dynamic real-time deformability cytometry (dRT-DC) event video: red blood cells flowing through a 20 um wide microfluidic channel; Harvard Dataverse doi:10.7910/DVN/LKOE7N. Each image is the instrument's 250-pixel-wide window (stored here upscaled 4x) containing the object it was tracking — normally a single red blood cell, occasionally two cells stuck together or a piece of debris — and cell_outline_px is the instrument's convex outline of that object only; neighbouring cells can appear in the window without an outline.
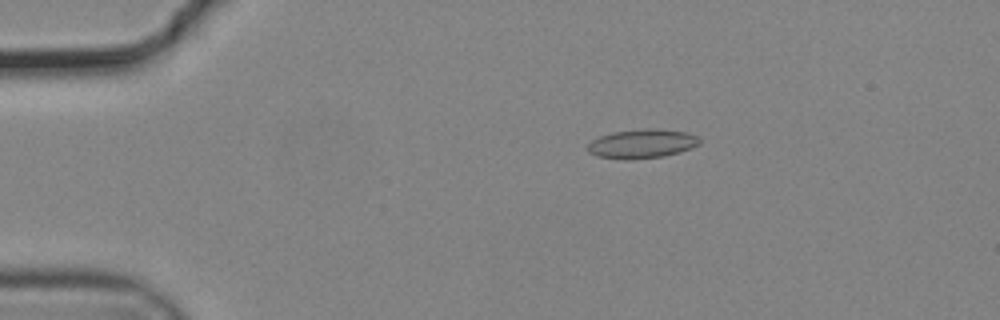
{"species": "common noctule bat (a hibernating species)", "species_latin": "Nyctalus noctula", "temperature_condition": "cold", "stored_images_in_passage": 47, "camera_frame_rate_fps": 3000, "um_per_image_px": 0.085, "animal": {"sex": "male", "body_mass_g": 19.2, "forearm_length_mm": 51.8}, "frame": {"image": 1, "passage_image": 2, "time_ms": 0.333, "image_size_px": [1000, 320], "cell_outline_px": [[700, 144], [680, 152], [660, 156], [628, 160], [624, 160], [596, 156], [588, 152], [588, 144], [592, 140], [600, 136], [612, 132], [648, 128], [656, 128], [688, 132], [696, 136], [700, 140]], "centroid_in_image_um": [54.55, 12.21], "position_along_channel_um": 30.4, "area_um2": 18.96}}
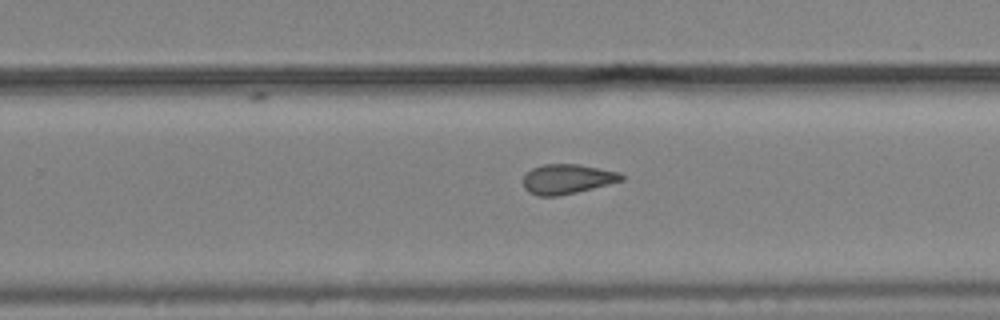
{"frame": {"image": 2, "passage_image": 27, "time_ms": 8.667, "image_size_px": [1000, 320], "cell_outline_px": [[624, 180], [576, 192], [556, 196], [540, 196], [528, 192], [524, 188], [524, 176], [532, 168], [544, 164], [580, 164], [620, 172], [624, 176]], "centroid_in_image_um": [48.22, 15.21], "position_along_channel_um": 281.6, "area_um2": 16.94}}
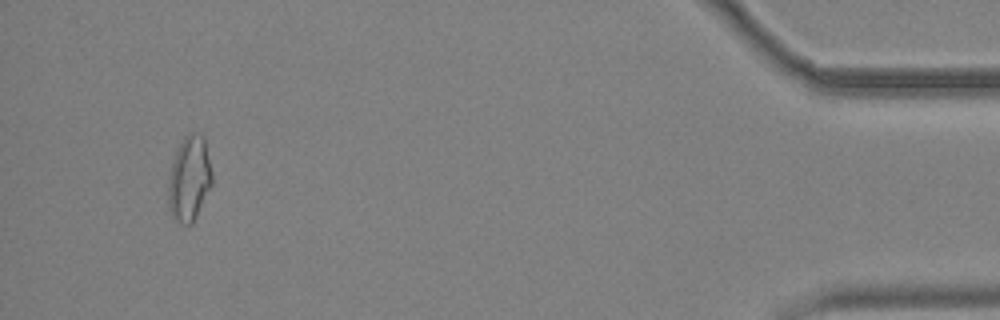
{"frame": {"image": 3, "passage_image": 44, "time_ms": 14.333, "image_size_px": [1000, 320], "cell_outline_px": [[212, 184], [192, 224], [180, 224], [172, 216], [168, 208], [168, 180], [176, 148], [184, 136], [192, 132], [200, 132], [204, 136], [212, 172]], "centroid_in_image_um": [16.08, 15.16], "position_along_channel_um": 419.1, "area_um2": 21.91}, "authors_computed_cell_mechanics": {"area_um2": 17.7446, "velocity_mm_per_s": 3.7136, "shape_relaxation_time_tau1_ms": null, "shape_relaxation_time_tau2_ms": 2.7963, "deformation_change_tau1": null, "deformation_change_tau2": 0.0963}}